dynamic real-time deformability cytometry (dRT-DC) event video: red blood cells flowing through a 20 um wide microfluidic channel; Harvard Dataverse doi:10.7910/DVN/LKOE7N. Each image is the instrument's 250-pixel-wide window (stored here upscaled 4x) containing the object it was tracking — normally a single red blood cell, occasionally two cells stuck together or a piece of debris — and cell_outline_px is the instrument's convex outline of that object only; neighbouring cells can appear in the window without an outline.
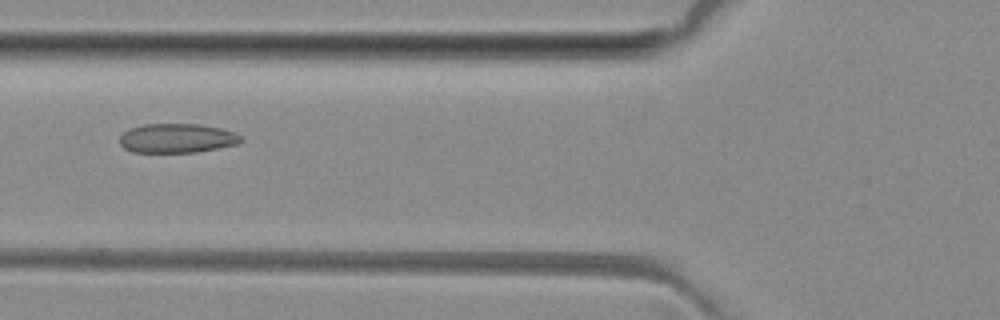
{"species": "common noctule bat (a hibernating species)", "species_latin": "Nyctalus noctula", "temperature_condition": "room temperature", "stored_images_in_passage": 6, "camera_frame_rate_fps": 3000, "um_per_image_px": 0.085, "animal": {"sex": "female", "body_mass_g": 29.2, "forearm_length_mm": 56.3}, "frame": {"image": 1, "passage_image": 5, "time_ms": 4.333, "image_size_px": [1000, 320], "cell_outline_px": [[244, 140], [236, 144], [196, 152], [132, 152], [124, 148], [120, 144], [120, 136], [124, 132], [132, 128], [144, 124], [196, 124], [220, 128], [236, 132]], "centroid_in_image_um": [15.04, 11.75], "position_along_channel_um": 110.8, "area_um2": 20.52}}
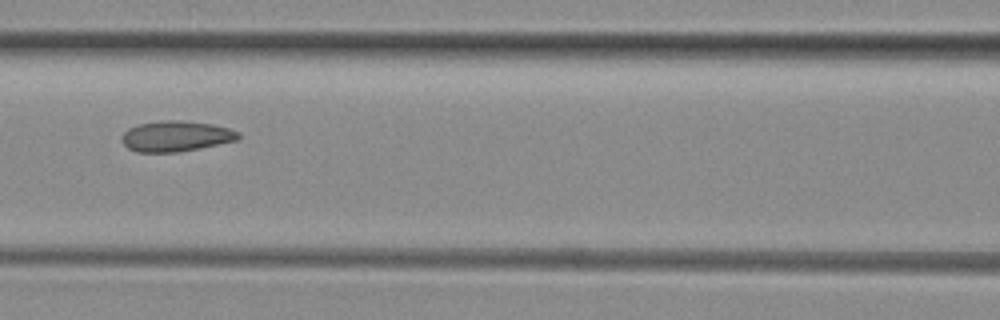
{"frame": {"image": 2, "passage_image": 6, "time_ms": 5.333, "image_size_px": [1000, 320], "cell_outline_px": [[240, 140], [176, 152], [136, 152], [128, 148], [120, 140], [120, 136], [128, 128], [140, 124], [160, 120], [180, 120], [212, 124], [228, 128], [240, 132]], "centroid_in_image_um": [14.94, 11.57], "position_along_channel_um": 151.7, "area_um2": 20.87}}